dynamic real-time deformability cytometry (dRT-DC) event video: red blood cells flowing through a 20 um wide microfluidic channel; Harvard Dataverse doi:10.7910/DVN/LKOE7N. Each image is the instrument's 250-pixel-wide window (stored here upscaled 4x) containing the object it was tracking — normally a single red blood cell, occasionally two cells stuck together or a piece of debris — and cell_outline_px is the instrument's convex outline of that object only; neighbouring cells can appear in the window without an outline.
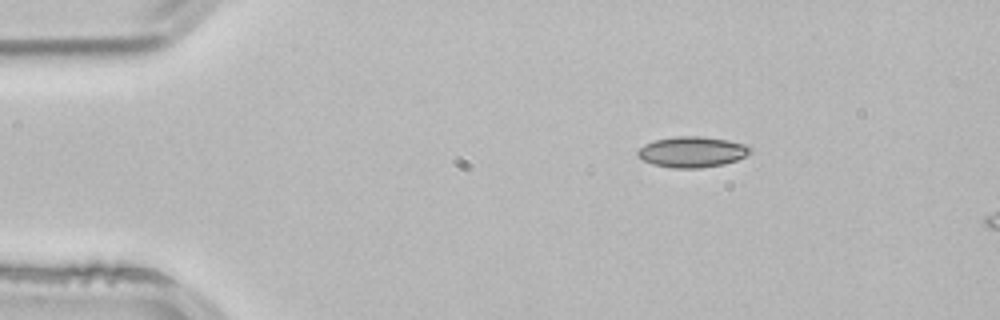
{"species": "common noctule bat (a hibernating species)", "species_latin": "Nyctalus noctula", "temperature_condition": "room temperature", "stored_images_in_passage": 3, "camera_frame_rate_fps": 3000, "um_per_image_px": 0.085, "animal": {"sex": "male", "body_mass_g": 21.5, "forearm_length_mm": 52.0}, "frame": {"image": 1, "passage_image": 1, "time_ms": 0.0, "image_size_px": [1000, 320], "cell_outline_px": [[752, 152], [736, 160], [724, 164], [700, 168], [672, 168], [652, 164], [636, 156], [636, 152], [644, 144], [656, 140], [676, 136], [700, 136], [728, 140], [744, 144], [752, 148]], "centroid_in_image_um": [58.82, 12.91], "position_along_channel_um": 26.2, "area_um2": 20.17}}